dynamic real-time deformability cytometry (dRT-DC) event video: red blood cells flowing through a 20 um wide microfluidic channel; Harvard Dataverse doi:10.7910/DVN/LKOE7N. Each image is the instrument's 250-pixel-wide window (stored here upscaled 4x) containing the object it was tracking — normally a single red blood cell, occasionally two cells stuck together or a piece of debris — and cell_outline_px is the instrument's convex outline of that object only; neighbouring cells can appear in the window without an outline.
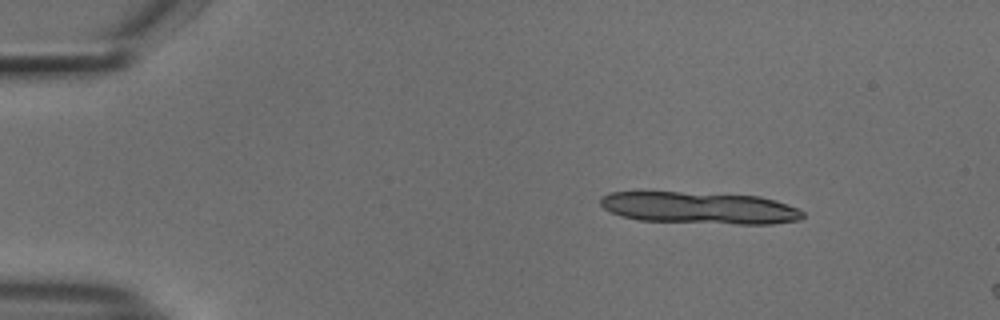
{"species": "common noctule bat (a hibernating species)", "species_latin": "Nyctalus noctula", "temperature_condition": "cold", "stored_images_in_passage": 14, "camera_frame_rate_fps": 3000, "um_per_image_px": 0.085, "animal": {"sex": "male", "body_mass_g": 18.8}, "frame": {"image": 1, "passage_image": 7, "time_ms": 2.0, "image_size_px": [1000, 320], "cell_outline_px": [[804, 216], [800, 220], [772, 224], [736, 224], [640, 220], [620, 216], [604, 208], [600, 204], [600, 196], [608, 192], [680, 192], [760, 196], [776, 200], [788, 204], [804, 212]], "centroid_in_image_um": [59.48, 17.67], "position_along_channel_um": 25.5, "area_um2": 37.74}}